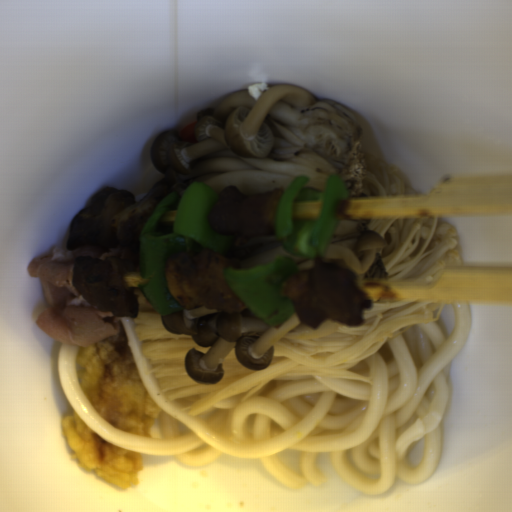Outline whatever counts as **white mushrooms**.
Here are the masks:
<instances>
[{"label": "white mushrooms", "mask_w": 512, "mask_h": 512, "mask_svg": "<svg viewBox=\"0 0 512 512\" xmlns=\"http://www.w3.org/2000/svg\"><path fill=\"white\" fill-rule=\"evenodd\" d=\"M364 133L351 113L327 99L295 85L253 83L196 114V142L174 128L154 136L151 165L163 177L145 197L162 201L193 183L218 197L229 186L246 196L284 192L299 176L309 178L305 187L325 192L332 175L348 197L360 196L368 172Z\"/></svg>", "instance_id": "obj_1"}, {"label": "white mushrooms", "mask_w": 512, "mask_h": 512, "mask_svg": "<svg viewBox=\"0 0 512 512\" xmlns=\"http://www.w3.org/2000/svg\"><path fill=\"white\" fill-rule=\"evenodd\" d=\"M243 304L241 313H222L202 305L160 314L168 332L190 336L200 347H209L207 352L194 347L186 353L184 364L191 379L206 385L219 382L225 373L222 363L234 348L237 360L245 367L268 368L274 358L273 344L280 338L322 337L340 326V322L329 319L317 329H309L295 312L280 325L270 326Z\"/></svg>", "instance_id": "obj_2"}, {"label": "white mushrooms", "mask_w": 512, "mask_h": 512, "mask_svg": "<svg viewBox=\"0 0 512 512\" xmlns=\"http://www.w3.org/2000/svg\"><path fill=\"white\" fill-rule=\"evenodd\" d=\"M283 240L276 232L252 236H236L228 253H220L237 270H252L256 265L272 262L277 256L289 259L299 271H308L325 260H338L357 273V279L386 281L387 269L381 252L387 241L374 231H366L362 224L338 219V226L324 257L308 258L284 251Z\"/></svg>", "instance_id": "obj_3"}]
</instances>
